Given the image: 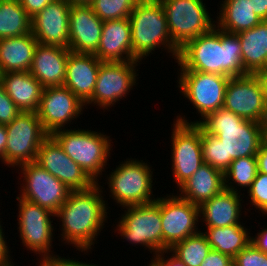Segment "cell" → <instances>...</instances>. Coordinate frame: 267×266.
<instances>
[{"label": "cell", "instance_id": "obj_4", "mask_svg": "<svg viewBox=\"0 0 267 266\" xmlns=\"http://www.w3.org/2000/svg\"><path fill=\"white\" fill-rule=\"evenodd\" d=\"M128 18L132 53L139 61L143 62L149 55L151 57L159 48L177 61L180 50L172 42L160 0H140Z\"/></svg>", "mask_w": 267, "mask_h": 266}, {"label": "cell", "instance_id": "obj_32", "mask_svg": "<svg viewBox=\"0 0 267 266\" xmlns=\"http://www.w3.org/2000/svg\"><path fill=\"white\" fill-rule=\"evenodd\" d=\"M257 173L258 166L256 157L237 158L232 161L228 169L224 172L225 189L242 194L240 192L242 188V191H248Z\"/></svg>", "mask_w": 267, "mask_h": 266}, {"label": "cell", "instance_id": "obj_15", "mask_svg": "<svg viewBox=\"0 0 267 266\" xmlns=\"http://www.w3.org/2000/svg\"><path fill=\"white\" fill-rule=\"evenodd\" d=\"M172 194V195H171ZM163 243L170 249L175 243L197 234L202 228L200 207L181 198L176 192L160 197Z\"/></svg>", "mask_w": 267, "mask_h": 266}, {"label": "cell", "instance_id": "obj_50", "mask_svg": "<svg viewBox=\"0 0 267 266\" xmlns=\"http://www.w3.org/2000/svg\"><path fill=\"white\" fill-rule=\"evenodd\" d=\"M71 5H79V4H84V5H89L92 0H67Z\"/></svg>", "mask_w": 267, "mask_h": 266}, {"label": "cell", "instance_id": "obj_21", "mask_svg": "<svg viewBox=\"0 0 267 266\" xmlns=\"http://www.w3.org/2000/svg\"><path fill=\"white\" fill-rule=\"evenodd\" d=\"M244 194V192L239 194L224 189L213 198L204 201L199 206L200 222H203L201 227H203V224L205 227H225L243 223L241 216L245 214L244 217H246L248 211L252 210L250 206H248L249 209L248 207L246 209L245 205L242 204L245 203L243 200ZM242 209L247 210V212L243 211L245 212L243 213Z\"/></svg>", "mask_w": 267, "mask_h": 266}, {"label": "cell", "instance_id": "obj_42", "mask_svg": "<svg viewBox=\"0 0 267 266\" xmlns=\"http://www.w3.org/2000/svg\"><path fill=\"white\" fill-rule=\"evenodd\" d=\"M53 0H19L22 7L32 18Z\"/></svg>", "mask_w": 267, "mask_h": 266}, {"label": "cell", "instance_id": "obj_20", "mask_svg": "<svg viewBox=\"0 0 267 266\" xmlns=\"http://www.w3.org/2000/svg\"><path fill=\"white\" fill-rule=\"evenodd\" d=\"M103 21L90 5H71L69 14V50L75 53L97 51Z\"/></svg>", "mask_w": 267, "mask_h": 266}, {"label": "cell", "instance_id": "obj_22", "mask_svg": "<svg viewBox=\"0 0 267 266\" xmlns=\"http://www.w3.org/2000/svg\"><path fill=\"white\" fill-rule=\"evenodd\" d=\"M94 55L100 61H139L132 53L129 18L103 21L100 42Z\"/></svg>", "mask_w": 267, "mask_h": 266}, {"label": "cell", "instance_id": "obj_5", "mask_svg": "<svg viewBox=\"0 0 267 266\" xmlns=\"http://www.w3.org/2000/svg\"><path fill=\"white\" fill-rule=\"evenodd\" d=\"M60 129L51 134L63 151L95 182L98 183L110 166L112 139L100 130L78 128ZM112 143V144H111ZM106 168V169H105Z\"/></svg>", "mask_w": 267, "mask_h": 266}, {"label": "cell", "instance_id": "obj_39", "mask_svg": "<svg viewBox=\"0 0 267 266\" xmlns=\"http://www.w3.org/2000/svg\"><path fill=\"white\" fill-rule=\"evenodd\" d=\"M235 263L232 258L223 253L210 250L204 258L200 266H234Z\"/></svg>", "mask_w": 267, "mask_h": 266}, {"label": "cell", "instance_id": "obj_28", "mask_svg": "<svg viewBox=\"0 0 267 266\" xmlns=\"http://www.w3.org/2000/svg\"><path fill=\"white\" fill-rule=\"evenodd\" d=\"M222 1V2H221ZM218 3L216 27L237 34L258 25L262 19L253 12L251 0H221ZM219 14V15H218Z\"/></svg>", "mask_w": 267, "mask_h": 266}, {"label": "cell", "instance_id": "obj_33", "mask_svg": "<svg viewBox=\"0 0 267 266\" xmlns=\"http://www.w3.org/2000/svg\"><path fill=\"white\" fill-rule=\"evenodd\" d=\"M211 247L202 231L175 243L169 252L186 266H200Z\"/></svg>", "mask_w": 267, "mask_h": 266}, {"label": "cell", "instance_id": "obj_44", "mask_svg": "<svg viewBox=\"0 0 267 266\" xmlns=\"http://www.w3.org/2000/svg\"><path fill=\"white\" fill-rule=\"evenodd\" d=\"M257 234L251 236V242L261 251L267 253V226L258 230Z\"/></svg>", "mask_w": 267, "mask_h": 266}, {"label": "cell", "instance_id": "obj_34", "mask_svg": "<svg viewBox=\"0 0 267 266\" xmlns=\"http://www.w3.org/2000/svg\"><path fill=\"white\" fill-rule=\"evenodd\" d=\"M140 0H92L89 4L94 13L102 20L128 18Z\"/></svg>", "mask_w": 267, "mask_h": 266}, {"label": "cell", "instance_id": "obj_11", "mask_svg": "<svg viewBox=\"0 0 267 266\" xmlns=\"http://www.w3.org/2000/svg\"><path fill=\"white\" fill-rule=\"evenodd\" d=\"M140 64L141 61H101L94 92L85 103V108L96 105L105 112L110 111L112 106L116 107V103L120 104L121 99L125 100L124 97L139 84L140 70L137 68Z\"/></svg>", "mask_w": 267, "mask_h": 266}, {"label": "cell", "instance_id": "obj_52", "mask_svg": "<svg viewBox=\"0 0 267 266\" xmlns=\"http://www.w3.org/2000/svg\"><path fill=\"white\" fill-rule=\"evenodd\" d=\"M265 141L267 142V125H266V130H265Z\"/></svg>", "mask_w": 267, "mask_h": 266}, {"label": "cell", "instance_id": "obj_47", "mask_svg": "<svg viewBox=\"0 0 267 266\" xmlns=\"http://www.w3.org/2000/svg\"><path fill=\"white\" fill-rule=\"evenodd\" d=\"M254 75L259 80L261 88L264 90L267 101V66L257 70Z\"/></svg>", "mask_w": 267, "mask_h": 266}, {"label": "cell", "instance_id": "obj_7", "mask_svg": "<svg viewBox=\"0 0 267 266\" xmlns=\"http://www.w3.org/2000/svg\"><path fill=\"white\" fill-rule=\"evenodd\" d=\"M177 86L179 93L192 104L200 119L188 120L187 116L177 113L175 121L185 124H198L210 112H215L224 105L226 87L230 77L215 73L186 70L178 61ZM180 71V72H179ZM186 117V118H185Z\"/></svg>", "mask_w": 267, "mask_h": 266}, {"label": "cell", "instance_id": "obj_37", "mask_svg": "<svg viewBox=\"0 0 267 266\" xmlns=\"http://www.w3.org/2000/svg\"><path fill=\"white\" fill-rule=\"evenodd\" d=\"M235 266H267V253L259 250L252 242L233 259Z\"/></svg>", "mask_w": 267, "mask_h": 266}, {"label": "cell", "instance_id": "obj_43", "mask_svg": "<svg viewBox=\"0 0 267 266\" xmlns=\"http://www.w3.org/2000/svg\"><path fill=\"white\" fill-rule=\"evenodd\" d=\"M258 172L267 174V142L265 141L256 154Z\"/></svg>", "mask_w": 267, "mask_h": 266}, {"label": "cell", "instance_id": "obj_24", "mask_svg": "<svg viewBox=\"0 0 267 266\" xmlns=\"http://www.w3.org/2000/svg\"><path fill=\"white\" fill-rule=\"evenodd\" d=\"M69 48L37 45L29 72L43 87L64 85Z\"/></svg>", "mask_w": 267, "mask_h": 266}, {"label": "cell", "instance_id": "obj_9", "mask_svg": "<svg viewBox=\"0 0 267 266\" xmlns=\"http://www.w3.org/2000/svg\"><path fill=\"white\" fill-rule=\"evenodd\" d=\"M18 201L17 230L23 247L37 255L36 260L55 259L53 241L55 214L37 203L16 196ZM53 217V218H52ZM52 220V221H51ZM54 233V234H53ZM55 253V254H54ZM39 257V258H38Z\"/></svg>", "mask_w": 267, "mask_h": 266}, {"label": "cell", "instance_id": "obj_45", "mask_svg": "<svg viewBox=\"0 0 267 266\" xmlns=\"http://www.w3.org/2000/svg\"><path fill=\"white\" fill-rule=\"evenodd\" d=\"M73 257H65V256H57L55 260L61 265V266H99L100 264H94V263H89V262H83L78 261L79 259H72ZM101 266V265H100Z\"/></svg>", "mask_w": 267, "mask_h": 266}, {"label": "cell", "instance_id": "obj_48", "mask_svg": "<svg viewBox=\"0 0 267 266\" xmlns=\"http://www.w3.org/2000/svg\"><path fill=\"white\" fill-rule=\"evenodd\" d=\"M7 143V132L5 125L0 124V160L4 158Z\"/></svg>", "mask_w": 267, "mask_h": 266}, {"label": "cell", "instance_id": "obj_31", "mask_svg": "<svg viewBox=\"0 0 267 266\" xmlns=\"http://www.w3.org/2000/svg\"><path fill=\"white\" fill-rule=\"evenodd\" d=\"M31 20L19 0H0V39L31 33Z\"/></svg>", "mask_w": 267, "mask_h": 266}, {"label": "cell", "instance_id": "obj_6", "mask_svg": "<svg viewBox=\"0 0 267 266\" xmlns=\"http://www.w3.org/2000/svg\"><path fill=\"white\" fill-rule=\"evenodd\" d=\"M138 158H126L115 169L105 176L108 184V195L117 207L143 205L154 202L153 195L154 169L150 162Z\"/></svg>", "mask_w": 267, "mask_h": 266}, {"label": "cell", "instance_id": "obj_2", "mask_svg": "<svg viewBox=\"0 0 267 266\" xmlns=\"http://www.w3.org/2000/svg\"><path fill=\"white\" fill-rule=\"evenodd\" d=\"M241 51L236 34L221 31L215 26L181 48L177 61L186 70L232 78L247 74L243 70Z\"/></svg>", "mask_w": 267, "mask_h": 266}, {"label": "cell", "instance_id": "obj_18", "mask_svg": "<svg viewBox=\"0 0 267 266\" xmlns=\"http://www.w3.org/2000/svg\"><path fill=\"white\" fill-rule=\"evenodd\" d=\"M64 183L71 191L86 190L95 182L62 149L59 143L49 135L38 149L35 161Z\"/></svg>", "mask_w": 267, "mask_h": 266}, {"label": "cell", "instance_id": "obj_25", "mask_svg": "<svg viewBox=\"0 0 267 266\" xmlns=\"http://www.w3.org/2000/svg\"><path fill=\"white\" fill-rule=\"evenodd\" d=\"M1 83L21 112L37 113L44 87L29 71L3 73Z\"/></svg>", "mask_w": 267, "mask_h": 266}, {"label": "cell", "instance_id": "obj_35", "mask_svg": "<svg viewBox=\"0 0 267 266\" xmlns=\"http://www.w3.org/2000/svg\"><path fill=\"white\" fill-rule=\"evenodd\" d=\"M203 161L223 173L225 172V150L219 139L201 127Z\"/></svg>", "mask_w": 267, "mask_h": 266}, {"label": "cell", "instance_id": "obj_27", "mask_svg": "<svg viewBox=\"0 0 267 266\" xmlns=\"http://www.w3.org/2000/svg\"><path fill=\"white\" fill-rule=\"evenodd\" d=\"M38 41L32 33L0 39V66L3 73L29 71Z\"/></svg>", "mask_w": 267, "mask_h": 266}, {"label": "cell", "instance_id": "obj_51", "mask_svg": "<svg viewBox=\"0 0 267 266\" xmlns=\"http://www.w3.org/2000/svg\"><path fill=\"white\" fill-rule=\"evenodd\" d=\"M2 76H3V71H2L1 66H0V81L2 79Z\"/></svg>", "mask_w": 267, "mask_h": 266}, {"label": "cell", "instance_id": "obj_46", "mask_svg": "<svg viewBox=\"0 0 267 266\" xmlns=\"http://www.w3.org/2000/svg\"><path fill=\"white\" fill-rule=\"evenodd\" d=\"M253 12L262 20H267V0H251Z\"/></svg>", "mask_w": 267, "mask_h": 266}, {"label": "cell", "instance_id": "obj_40", "mask_svg": "<svg viewBox=\"0 0 267 266\" xmlns=\"http://www.w3.org/2000/svg\"><path fill=\"white\" fill-rule=\"evenodd\" d=\"M1 214V213H0ZM2 218H0V266H15L16 264L13 262V257L10 253L11 250L9 249L10 246L7 243V240L5 239V231L2 227ZM10 250V251H9ZM12 256V257H11ZM19 266V265H16Z\"/></svg>", "mask_w": 267, "mask_h": 266}, {"label": "cell", "instance_id": "obj_36", "mask_svg": "<svg viewBox=\"0 0 267 266\" xmlns=\"http://www.w3.org/2000/svg\"><path fill=\"white\" fill-rule=\"evenodd\" d=\"M247 199L251 207L256 208L257 213H262V217L267 215V174L257 173L255 180L247 191ZM249 196V197H248Z\"/></svg>", "mask_w": 267, "mask_h": 266}, {"label": "cell", "instance_id": "obj_49", "mask_svg": "<svg viewBox=\"0 0 267 266\" xmlns=\"http://www.w3.org/2000/svg\"><path fill=\"white\" fill-rule=\"evenodd\" d=\"M37 263V266H61L55 259L39 260Z\"/></svg>", "mask_w": 267, "mask_h": 266}, {"label": "cell", "instance_id": "obj_17", "mask_svg": "<svg viewBox=\"0 0 267 266\" xmlns=\"http://www.w3.org/2000/svg\"><path fill=\"white\" fill-rule=\"evenodd\" d=\"M223 107L243 119L267 124L265 93L254 74L229 79Z\"/></svg>", "mask_w": 267, "mask_h": 266}, {"label": "cell", "instance_id": "obj_13", "mask_svg": "<svg viewBox=\"0 0 267 266\" xmlns=\"http://www.w3.org/2000/svg\"><path fill=\"white\" fill-rule=\"evenodd\" d=\"M171 134V165L173 182L178 188L203 164L201 126L173 120Z\"/></svg>", "mask_w": 267, "mask_h": 266}, {"label": "cell", "instance_id": "obj_23", "mask_svg": "<svg viewBox=\"0 0 267 266\" xmlns=\"http://www.w3.org/2000/svg\"><path fill=\"white\" fill-rule=\"evenodd\" d=\"M100 64L94 54L69 52L64 86L84 104L92 97Z\"/></svg>", "mask_w": 267, "mask_h": 266}, {"label": "cell", "instance_id": "obj_19", "mask_svg": "<svg viewBox=\"0 0 267 266\" xmlns=\"http://www.w3.org/2000/svg\"><path fill=\"white\" fill-rule=\"evenodd\" d=\"M67 0H53L31 20V33L39 44L69 48V14Z\"/></svg>", "mask_w": 267, "mask_h": 266}, {"label": "cell", "instance_id": "obj_14", "mask_svg": "<svg viewBox=\"0 0 267 266\" xmlns=\"http://www.w3.org/2000/svg\"><path fill=\"white\" fill-rule=\"evenodd\" d=\"M20 198L37 203L54 214L68 198L71 190L36 162L17 167ZM21 168V169H20Z\"/></svg>", "mask_w": 267, "mask_h": 266}, {"label": "cell", "instance_id": "obj_3", "mask_svg": "<svg viewBox=\"0 0 267 266\" xmlns=\"http://www.w3.org/2000/svg\"><path fill=\"white\" fill-rule=\"evenodd\" d=\"M198 124L223 144L225 171L237 158L256 157L259 147L265 142L267 124L243 119L225 107L210 112Z\"/></svg>", "mask_w": 267, "mask_h": 266}, {"label": "cell", "instance_id": "obj_1", "mask_svg": "<svg viewBox=\"0 0 267 266\" xmlns=\"http://www.w3.org/2000/svg\"><path fill=\"white\" fill-rule=\"evenodd\" d=\"M100 183L102 182L94 183L86 190L71 191L55 213L59 229L61 227L58 236L61 238L58 240L64 245L76 247V251L86 255H90L88 252L92 254L91 251L95 248L93 246L98 243L96 240L106 227L105 223H108V214L111 212L108 198H104V185L101 186Z\"/></svg>", "mask_w": 267, "mask_h": 266}, {"label": "cell", "instance_id": "obj_38", "mask_svg": "<svg viewBox=\"0 0 267 266\" xmlns=\"http://www.w3.org/2000/svg\"><path fill=\"white\" fill-rule=\"evenodd\" d=\"M21 111L13 100L5 92L3 84L0 81V124L7 125L13 121Z\"/></svg>", "mask_w": 267, "mask_h": 266}, {"label": "cell", "instance_id": "obj_41", "mask_svg": "<svg viewBox=\"0 0 267 266\" xmlns=\"http://www.w3.org/2000/svg\"><path fill=\"white\" fill-rule=\"evenodd\" d=\"M150 259L151 261H149V264H147V266H186L169 251L159 252Z\"/></svg>", "mask_w": 267, "mask_h": 266}, {"label": "cell", "instance_id": "obj_29", "mask_svg": "<svg viewBox=\"0 0 267 266\" xmlns=\"http://www.w3.org/2000/svg\"><path fill=\"white\" fill-rule=\"evenodd\" d=\"M241 45L243 70L254 74L267 66V20L255 27L236 34Z\"/></svg>", "mask_w": 267, "mask_h": 266}, {"label": "cell", "instance_id": "obj_16", "mask_svg": "<svg viewBox=\"0 0 267 266\" xmlns=\"http://www.w3.org/2000/svg\"><path fill=\"white\" fill-rule=\"evenodd\" d=\"M84 107L85 104L66 86L44 87L37 115L44 130L51 135L60 129L73 128L70 124L84 114Z\"/></svg>", "mask_w": 267, "mask_h": 266}, {"label": "cell", "instance_id": "obj_8", "mask_svg": "<svg viewBox=\"0 0 267 266\" xmlns=\"http://www.w3.org/2000/svg\"><path fill=\"white\" fill-rule=\"evenodd\" d=\"M121 210L124 212L116 218L117 220L114 219L117 221L113 223V226L116 225L113 227L115 234L117 232L121 239H125L132 246L139 245L144 247V250L148 249L153 257L159 252L169 251L163 243L160 196L157 195L154 202L127 206Z\"/></svg>", "mask_w": 267, "mask_h": 266}, {"label": "cell", "instance_id": "obj_12", "mask_svg": "<svg viewBox=\"0 0 267 266\" xmlns=\"http://www.w3.org/2000/svg\"><path fill=\"white\" fill-rule=\"evenodd\" d=\"M5 127L7 143L4 158L0 162L12 169H17L25 163L35 162L38 149L49 136L37 113L21 112Z\"/></svg>", "mask_w": 267, "mask_h": 266}, {"label": "cell", "instance_id": "obj_10", "mask_svg": "<svg viewBox=\"0 0 267 266\" xmlns=\"http://www.w3.org/2000/svg\"><path fill=\"white\" fill-rule=\"evenodd\" d=\"M173 44L180 50L216 26L204 0H160Z\"/></svg>", "mask_w": 267, "mask_h": 266}, {"label": "cell", "instance_id": "obj_30", "mask_svg": "<svg viewBox=\"0 0 267 266\" xmlns=\"http://www.w3.org/2000/svg\"><path fill=\"white\" fill-rule=\"evenodd\" d=\"M205 228L202 229V233L205 235L211 249L232 259L251 242V236L253 235V233H250V229L245 226V223Z\"/></svg>", "mask_w": 267, "mask_h": 266}, {"label": "cell", "instance_id": "obj_26", "mask_svg": "<svg viewBox=\"0 0 267 266\" xmlns=\"http://www.w3.org/2000/svg\"><path fill=\"white\" fill-rule=\"evenodd\" d=\"M178 189L181 198L200 206L225 189L224 173L204 163Z\"/></svg>", "mask_w": 267, "mask_h": 266}]
</instances>
